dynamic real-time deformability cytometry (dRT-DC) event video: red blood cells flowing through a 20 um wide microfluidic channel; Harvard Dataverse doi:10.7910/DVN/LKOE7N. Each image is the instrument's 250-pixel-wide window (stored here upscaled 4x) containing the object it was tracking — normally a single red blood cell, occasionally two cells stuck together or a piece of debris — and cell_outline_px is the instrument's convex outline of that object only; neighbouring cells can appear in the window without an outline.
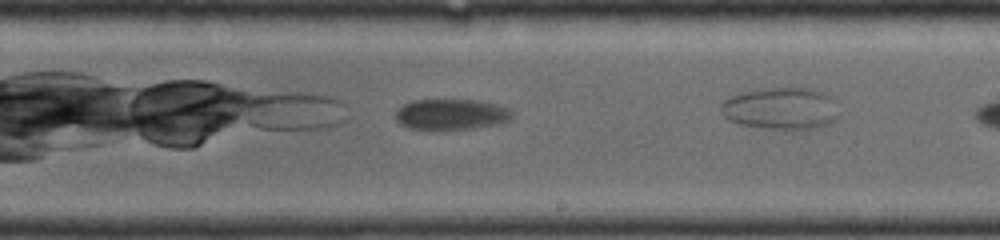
{"species": "common noctule bat (a hibernating species)", "species_latin": "Nyctalus noctula", "temperature_condition": "room temperature", "stored_images_in_passage": 26, "camera_frame_rate_fps": 4000, "um_per_image_px": 0.085, "animal": {"sex": "female", "body_mass_g": 19.0, "forearm_length_mm": 56.7}, "frame": {"image": 1, "passage_image": 16, "time_ms": 4.0, "image_size_px": [1000, 240], "cell_outline_px": [[512, 116], [508, 120], [500, 124], [472, 128], [436, 132], [408, 128], [400, 124], [396, 120], [396, 112], [404, 104], [412, 100], [480, 100], [496, 104], [512, 112]], "centroid_in_image_um": [38.3, 9.76], "position_along_channel_um": 250.7, "area_um2": 21.33}}